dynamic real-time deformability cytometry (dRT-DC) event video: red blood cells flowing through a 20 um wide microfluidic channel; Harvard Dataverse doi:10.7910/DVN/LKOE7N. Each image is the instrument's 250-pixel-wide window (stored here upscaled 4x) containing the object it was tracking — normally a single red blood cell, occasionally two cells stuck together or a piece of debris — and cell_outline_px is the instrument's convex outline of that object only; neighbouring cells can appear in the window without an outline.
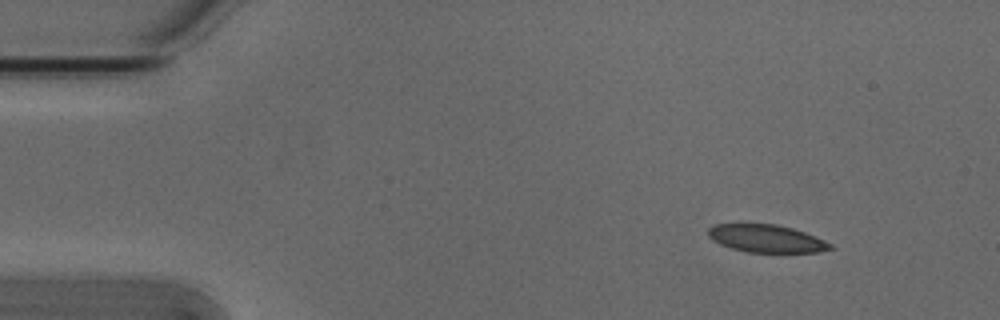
{"species": "Egyptian fruit bat (a non-hibernating species)", "species_latin": "Rousettus aegyptiacus", "temperature_condition": "cold", "stored_images_in_passage": 5, "camera_frame_rate_fps": 3000, "um_per_image_px": 0.085, "animal": {"sex": "male"}, "frame": {"image": 1, "passage_image": 1, "time_ms": 0.0, "image_size_px": [1000, 320], "cell_outline_px": [[836, 248], [820, 252], [748, 252], [732, 248], [720, 244], [712, 240], [708, 236], [708, 228], [712, 224], [736, 220], [776, 224], [792, 228], [804, 232], [824, 240], [832, 244]], "centroid_in_image_um": [65.05, 20.21], "position_along_channel_um": 19.9, "area_um2": 20.63}}
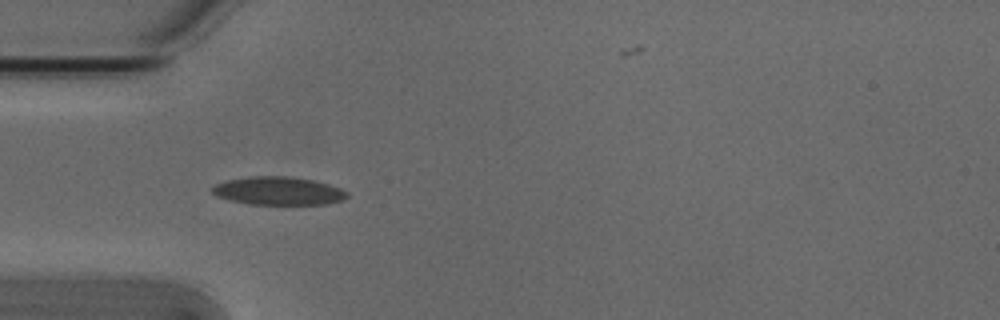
{"frame": {"image": 2, "passage_image": 4, "time_ms": 1.0, "image_size_px": [1000, 320], "cell_outline_px": [[348, 196], [344, 200], [324, 204], [248, 204], [228, 200], [216, 196], [212, 192], [212, 188], [216, 184], [228, 180], [248, 176], [288, 176], [312, 180], [328, 184], [340, 188], [348, 192]], "centroid_in_image_um": [23.65, 16.23], "position_along_channel_um": 61.3, "area_um2": 22.14}}